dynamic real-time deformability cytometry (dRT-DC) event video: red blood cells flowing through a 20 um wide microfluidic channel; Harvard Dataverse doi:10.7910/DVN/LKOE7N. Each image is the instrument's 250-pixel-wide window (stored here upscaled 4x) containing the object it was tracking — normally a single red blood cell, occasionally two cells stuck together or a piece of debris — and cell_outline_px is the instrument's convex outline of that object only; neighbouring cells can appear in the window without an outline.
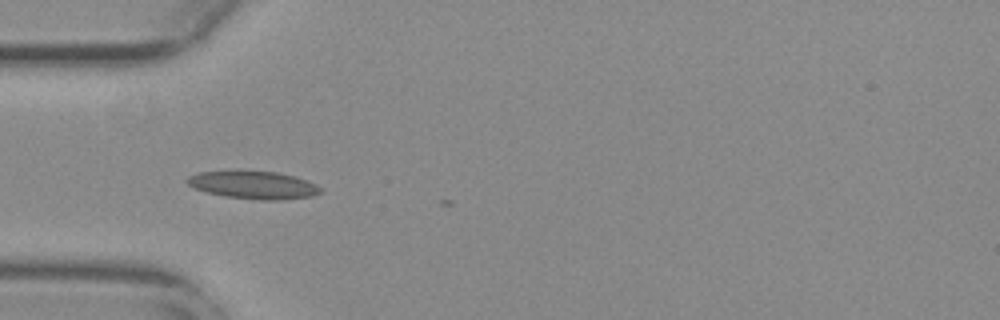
{"species": "common noctule bat (a hibernating species)", "species_latin": "Nyctalus noctula", "temperature_condition": "warm", "stored_images_in_passage": 2, "camera_frame_rate_fps": 3000, "um_per_image_px": 0.085, "animal": {"sex": "female", "body_mass_g": 29.2, "forearm_length_mm": 56.3}, "frame": {"image": 1, "passage_image": 1, "time_ms": 0.0, "image_size_px": [1000, 320], "cell_outline_px": [[320, 192], [312, 196], [280, 200], [260, 200], [224, 196], [192, 188], [184, 180], [188, 176], [196, 172], [236, 168], [240, 168], [276, 172], [296, 176], [308, 180], [316, 184], [320, 188]], "centroid_in_image_um": [21.46, 15.67], "position_along_channel_um": 63.5, "area_um2": 22.54}}